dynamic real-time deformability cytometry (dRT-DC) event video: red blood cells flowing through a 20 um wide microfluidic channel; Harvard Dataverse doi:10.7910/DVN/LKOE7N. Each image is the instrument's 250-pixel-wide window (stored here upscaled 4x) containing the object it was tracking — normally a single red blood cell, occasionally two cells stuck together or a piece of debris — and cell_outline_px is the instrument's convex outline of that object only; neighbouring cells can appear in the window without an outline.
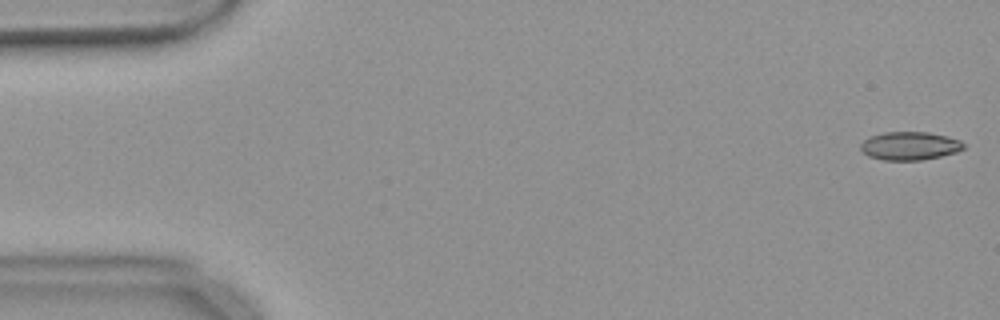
{"species": "common noctule bat (a hibernating species)", "species_latin": "Nyctalus noctula", "temperature_condition": "warm", "stored_images_in_passage": 54, "camera_frame_rate_fps": 3000, "um_per_image_px": 0.085, "animal": {"sex": "female", "body_mass_g": 18.4}, "frame": {"image": 1, "passage_image": 1, "time_ms": 0.0, "image_size_px": [1000, 320], "cell_outline_px": [[964, 148], [956, 152], [940, 156], [920, 160], [884, 160], [868, 156], [860, 148], [860, 144], [868, 136], [884, 132], [928, 132], [948, 136], [960, 140], [964, 144]], "centroid_in_image_um": [77.31, 12.39], "position_along_channel_um": 7.7, "area_um2": 16.99}}
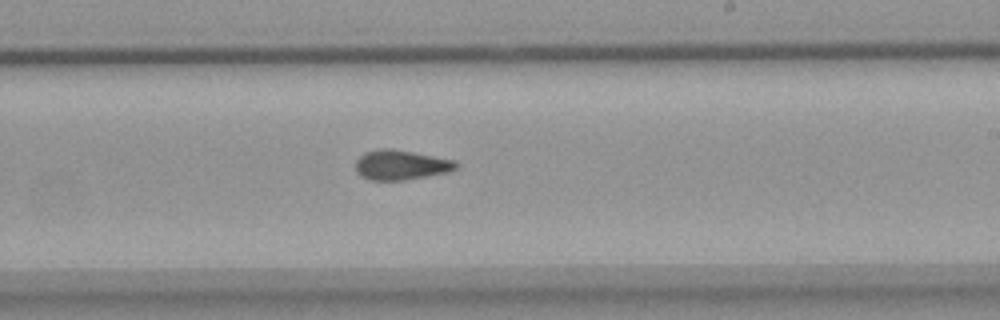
{"frame": {"image": 2, "passage_image": 32, "time_ms": 10.333, "image_size_px": [1000, 320], "cell_outline_px": [[460, 164], [456, 168], [448, 172], [428, 176], [404, 180], [368, 180], [360, 176], [356, 172], [356, 160], [364, 152], [380, 148], [392, 148], [456, 160]], "centroid_in_image_um": [34.08, 14.01], "position_along_channel_um": 254.9, "area_um2": 17.69}}
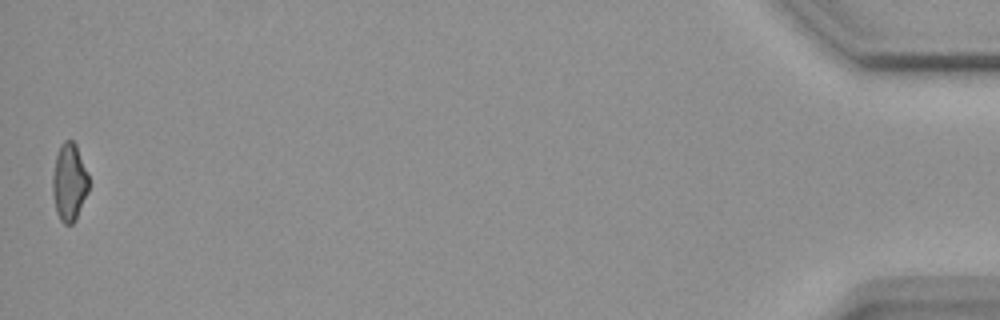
{"frame": {"image": 3, "passage_image": 54, "time_ms": 17.667, "image_size_px": [1000, 320], "cell_outline_px": [[88, 192], [76, 220], [72, 224], [64, 224], [60, 220], [56, 212], [52, 192], [52, 176], [56, 156], [60, 144], [64, 140], [72, 140], [76, 144], [88, 176]], "centroid_in_image_um": [5.87, 15.51], "position_along_channel_um": 429.3, "area_um2": 16.42}, "authors_computed_cell_mechanics": {"area_um2": 17.4556, "velocity_mm_per_s": 3.6981, "shape_relaxation_time_tau1_ms": null, "shape_relaxation_time_tau2_ms": 3.3492, "deformation_change_tau1": null, "deformation_change_tau2": 0.1066}}